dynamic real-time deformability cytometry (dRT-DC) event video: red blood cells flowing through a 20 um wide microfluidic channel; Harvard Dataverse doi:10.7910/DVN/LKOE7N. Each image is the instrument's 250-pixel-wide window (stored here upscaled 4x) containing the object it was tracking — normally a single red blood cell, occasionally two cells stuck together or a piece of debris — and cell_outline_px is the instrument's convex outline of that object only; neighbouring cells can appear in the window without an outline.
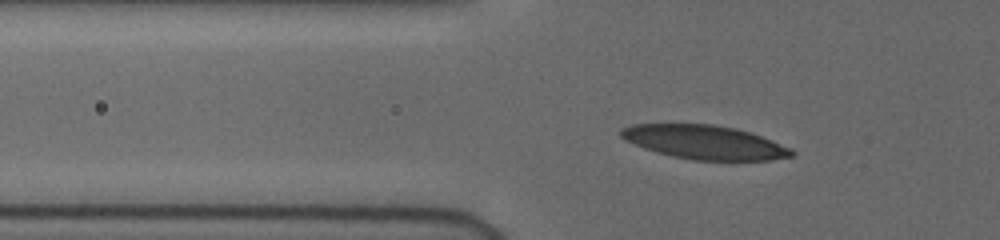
{"species": "human", "species_latin": "Homo sapiens", "temperature_condition": "cold", "stored_images_in_passage": 39, "camera_frame_rate_fps": 3000, "um_per_image_px": 0.085, "donor": {"sex": "female"}, "frame": {"image": 1, "passage_image": 14, "time_ms": 4.333, "image_size_px": [1000, 240], "cell_outline_px": [[792, 152], [788, 156], [752, 160], [720, 160], [684, 156], [668, 152], [632, 140], [624, 136], [624, 132], [632, 128], [648, 124], [696, 124], [724, 128], [756, 136]], "centroid_in_image_um": [59.95, 12.08], "position_along_channel_um": 65.8, "area_um2": 28.84}}
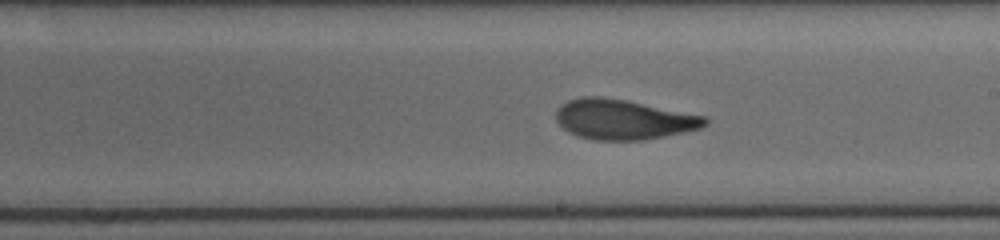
{"frame": {"image": 2, "passage_image": 28, "time_ms": 9.0, "image_size_px": [1000, 240], "cell_outline_px": [[704, 120], [700, 124], [688, 128], [668, 132], [644, 136], [592, 136], [580, 132], [572, 128], [564, 120], [564, 108], [568, 104], [580, 100], [604, 100], [632, 104], [692, 116]], "centroid_in_image_um": [53.0, 10.13], "position_along_channel_um": 236.0, "area_um2": 26.07}}
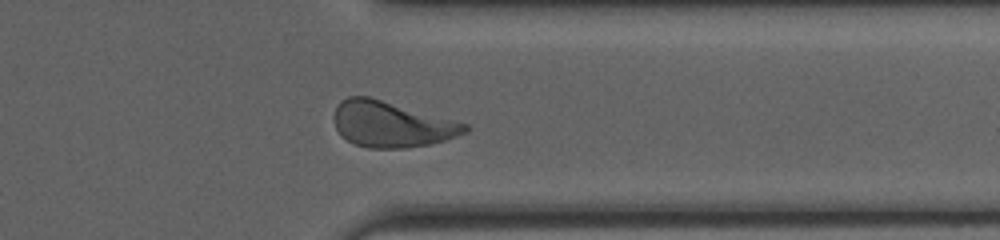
{"frame": {"image": 3, "passage_image": 39, "time_ms": 12.667, "image_size_px": [1000, 240], "cell_outline_px": [[436, 140], [416, 144], [360, 144], [352, 140], [356, 96], [376, 100], [408, 116], [420, 124]], "centroid_in_image_um": [32.75, 10.65], "position_along_channel_um": 378.6, "area_um2": 18.79}}